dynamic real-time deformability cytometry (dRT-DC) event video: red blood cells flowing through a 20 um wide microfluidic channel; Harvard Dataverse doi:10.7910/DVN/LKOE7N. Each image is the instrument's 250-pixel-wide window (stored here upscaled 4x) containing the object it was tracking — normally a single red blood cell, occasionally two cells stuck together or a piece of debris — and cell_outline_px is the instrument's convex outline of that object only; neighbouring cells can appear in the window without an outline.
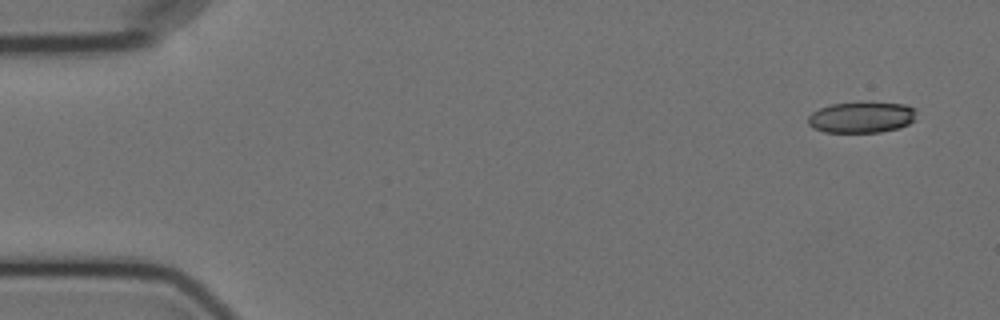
{"species": "Egyptian fruit bat (a non-hibernating species)", "species_latin": "Rousettus aegyptiacus", "temperature_condition": "cold", "stored_images_in_passage": 4, "camera_frame_rate_fps": 3000, "um_per_image_px": 0.085, "animal": {"sex": "female"}, "frame": {"image": 1, "passage_image": 1, "time_ms": 0.0, "image_size_px": [1000, 320], "cell_outline_px": [[916, 120], [900, 128], [880, 132], [824, 132], [812, 128], [808, 124], [808, 116], [812, 112], [820, 108], [832, 104], [860, 100], [904, 104], [916, 108]], "centroid_in_image_um": [73.26, 9.94], "position_along_channel_um": 11.7, "area_um2": 20.35}}
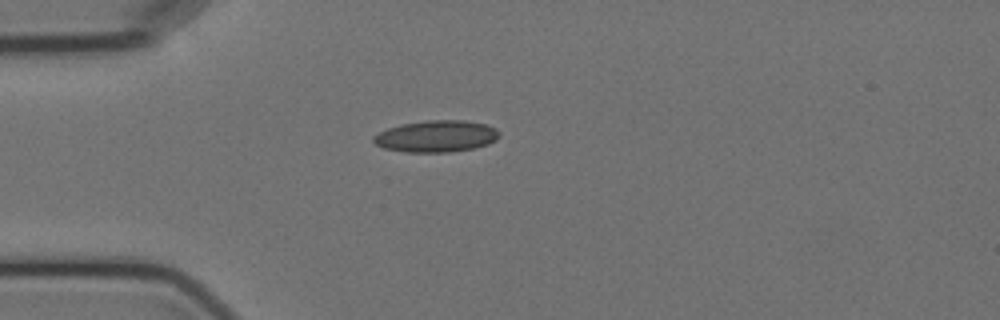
{"frame": {"image": 2, "passage_image": 4, "time_ms": 4.0, "image_size_px": [1000, 320], "cell_outline_px": [[500, 136], [496, 140], [488, 144], [472, 148], [448, 152], [404, 152], [384, 148], [376, 144], [372, 140], [372, 136], [388, 128], [400, 124], [428, 120], [464, 120], [488, 124], [496, 128], [500, 132]], "centroid_in_image_um": [37.1, 11.57], "position_along_channel_um": 47.9, "area_um2": 23.35}}